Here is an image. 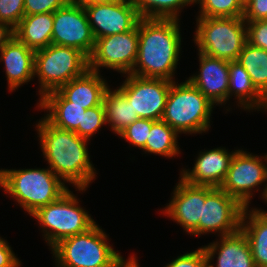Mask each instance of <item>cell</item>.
Segmentation results:
<instances>
[{"instance_id": "cell-13", "label": "cell", "mask_w": 267, "mask_h": 267, "mask_svg": "<svg viewBox=\"0 0 267 267\" xmlns=\"http://www.w3.org/2000/svg\"><path fill=\"white\" fill-rule=\"evenodd\" d=\"M267 180V167L257 156L237 150L231 160L227 176L220 186L228 195L248 208L250 190Z\"/></svg>"}, {"instance_id": "cell-34", "label": "cell", "mask_w": 267, "mask_h": 267, "mask_svg": "<svg viewBox=\"0 0 267 267\" xmlns=\"http://www.w3.org/2000/svg\"><path fill=\"white\" fill-rule=\"evenodd\" d=\"M70 0H24L25 16L42 13H54Z\"/></svg>"}, {"instance_id": "cell-19", "label": "cell", "mask_w": 267, "mask_h": 267, "mask_svg": "<svg viewBox=\"0 0 267 267\" xmlns=\"http://www.w3.org/2000/svg\"><path fill=\"white\" fill-rule=\"evenodd\" d=\"M0 59L5 62L10 90L30 81L34 75L35 51L21 43L15 36L0 51Z\"/></svg>"}, {"instance_id": "cell-7", "label": "cell", "mask_w": 267, "mask_h": 267, "mask_svg": "<svg viewBox=\"0 0 267 267\" xmlns=\"http://www.w3.org/2000/svg\"><path fill=\"white\" fill-rule=\"evenodd\" d=\"M197 21L195 41L199 52L226 61L238 59L247 42L243 17H204Z\"/></svg>"}, {"instance_id": "cell-31", "label": "cell", "mask_w": 267, "mask_h": 267, "mask_svg": "<svg viewBox=\"0 0 267 267\" xmlns=\"http://www.w3.org/2000/svg\"><path fill=\"white\" fill-rule=\"evenodd\" d=\"M105 123L106 115L103 103L86 109L82 118V138L88 140Z\"/></svg>"}, {"instance_id": "cell-32", "label": "cell", "mask_w": 267, "mask_h": 267, "mask_svg": "<svg viewBox=\"0 0 267 267\" xmlns=\"http://www.w3.org/2000/svg\"><path fill=\"white\" fill-rule=\"evenodd\" d=\"M24 16V0H0V22L15 29Z\"/></svg>"}, {"instance_id": "cell-12", "label": "cell", "mask_w": 267, "mask_h": 267, "mask_svg": "<svg viewBox=\"0 0 267 267\" xmlns=\"http://www.w3.org/2000/svg\"><path fill=\"white\" fill-rule=\"evenodd\" d=\"M244 208L220 187L206 186V200L202 203V219L199 220V235L219 231L222 237L238 231L241 228Z\"/></svg>"}, {"instance_id": "cell-39", "label": "cell", "mask_w": 267, "mask_h": 267, "mask_svg": "<svg viewBox=\"0 0 267 267\" xmlns=\"http://www.w3.org/2000/svg\"><path fill=\"white\" fill-rule=\"evenodd\" d=\"M119 1L121 0H74V2H77L83 6L92 4H111Z\"/></svg>"}, {"instance_id": "cell-8", "label": "cell", "mask_w": 267, "mask_h": 267, "mask_svg": "<svg viewBox=\"0 0 267 267\" xmlns=\"http://www.w3.org/2000/svg\"><path fill=\"white\" fill-rule=\"evenodd\" d=\"M77 203L75 196L68 190L58 200L40 207L32 214L44 229L52 230L45 231V238L51 247L62 239L84 233L95 225L94 220Z\"/></svg>"}, {"instance_id": "cell-4", "label": "cell", "mask_w": 267, "mask_h": 267, "mask_svg": "<svg viewBox=\"0 0 267 267\" xmlns=\"http://www.w3.org/2000/svg\"><path fill=\"white\" fill-rule=\"evenodd\" d=\"M213 105L189 80L178 86L172 81L162 120L177 133H202L208 130Z\"/></svg>"}, {"instance_id": "cell-25", "label": "cell", "mask_w": 267, "mask_h": 267, "mask_svg": "<svg viewBox=\"0 0 267 267\" xmlns=\"http://www.w3.org/2000/svg\"><path fill=\"white\" fill-rule=\"evenodd\" d=\"M103 104L105 107L106 123H112V130L118 135L135 120L139 119L138 114L134 112L131 104L119 89L112 92L107 88Z\"/></svg>"}, {"instance_id": "cell-21", "label": "cell", "mask_w": 267, "mask_h": 267, "mask_svg": "<svg viewBox=\"0 0 267 267\" xmlns=\"http://www.w3.org/2000/svg\"><path fill=\"white\" fill-rule=\"evenodd\" d=\"M41 108L48 109L45 118L55 127L75 132L82 138L83 106L71 105L57 90L47 93L40 100Z\"/></svg>"}, {"instance_id": "cell-27", "label": "cell", "mask_w": 267, "mask_h": 267, "mask_svg": "<svg viewBox=\"0 0 267 267\" xmlns=\"http://www.w3.org/2000/svg\"><path fill=\"white\" fill-rule=\"evenodd\" d=\"M177 132L163 120H157L152 124L145 146L146 152L172 157L178 155Z\"/></svg>"}, {"instance_id": "cell-37", "label": "cell", "mask_w": 267, "mask_h": 267, "mask_svg": "<svg viewBox=\"0 0 267 267\" xmlns=\"http://www.w3.org/2000/svg\"><path fill=\"white\" fill-rule=\"evenodd\" d=\"M20 262L15 257L7 242L0 238V267H19Z\"/></svg>"}, {"instance_id": "cell-33", "label": "cell", "mask_w": 267, "mask_h": 267, "mask_svg": "<svg viewBox=\"0 0 267 267\" xmlns=\"http://www.w3.org/2000/svg\"><path fill=\"white\" fill-rule=\"evenodd\" d=\"M247 23V42L252 46L262 48L267 51V19Z\"/></svg>"}, {"instance_id": "cell-2", "label": "cell", "mask_w": 267, "mask_h": 267, "mask_svg": "<svg viewBox=\"0 0 267 267\" xmlns=\"http://www.w3.org/2000/svg\"><path fill=\"white\" fill-rule=\"evenodd\" d=\"M37 127L50 170L83 191L95 178L86 148L87 140L73 131L55 127L46 118L39 121Z\"/></svg>"}, {"instance_id": "cell-26", "label": "cell", "mask_w": 267, "mask_h": 267, "mask_svg": "<svg viewBox=\"0 0 267 267\" xmlns=\"http://www.w3.org/2000/svg\"><path fill=\"white\" fill-rule=\"evenodd\" d=\"M236 61L244 67L255 88L267 99V51L246 42Z\"/></svg>"}, {"instance_id": "cell-24", "label": "cell", "mask_w": 267, "mask_h": 267, "mask_svg": "<svg viewBox=\"0 0 267 267\" xmlns=\"http://www.w3.org/2000/svg\"><path fill=\"white\" fill-rule=\"evenodd\" d=\"M233 91L244 108L267 109V99L255 88L250 75L238 61H229L228 98Z\"/></svg>"}, {"instance_id": "cell-29", "label": "cell", "mask_w": 267, "mask_h": 267, "mask_svg": "<svg viewBox=\"0 0 267 267\" xmlns=\"http://www.w3.org/2000/svg\"><path fill=\"white\" fill-rule=\"evenodd\" d=\"M200 3L204 17H243L245 0H195Z\"/></svg>"}, {"instance_id": "cell-35", "label": "cell", "mask_w": 267, "mask_h": 267, "mask_svg": "<svg viewBox=\"0 0 267 267\" xmlns=\"http://www.w3.org/2000/svg\"><path fill=\"white\" fill-rule=\"evenodd\" d=\"M166 267H208V260L204 249L199 248L179 256Z\"/></svg>"}, {"instance_id": "cell-18", "label": "cell", "mask_w": 267, "mask_h": 267, "mask_svg": "<svg viewBox=\"0 0 267 267\" xmlns=\"http://www.w3.org/2000/svg\"><path fill=\"white\" fill-rule=\"evenodd\" d=\"M221 238L220 244L214 242L211 245L203 247L207 256L208 267H213L209 263L218 249L217 267H256L249 242L241 228Z\"/></svg>"}, {"instance_id": "cell-38", "label": "cell", "mask_w": 267, "mask_h": 267, "mask_svg": "<svg viewBox=\"0 0 267 267\" xmlns=\"http://www.w3.org/2000/svg\"><path fill=\"white\" fill-rule=\"evenodd\" d=\"M14 36V29L9 28V25L0 22V51Z\"/></svg>"}, {"instance_id": "cell-11", "label": "cell", "mask_w": 267, "mask_h": 267, "mask_svg": "<svg viewBox=\"0 0 267 267\" xmlns=\"http://www.w3.org/2000/svg\"><path fill=\"white\" fill-rule=\"evenodd\" d=\"M171 82L162 78H144L129 74L119 90L139 118L157 121L162 120Z\"/></svg>"}, {"instance_id": "cell-9", "label": "cell", "mask_w": 267, "mask_h": 267, "mask_svg": "<svg viewBox=\"0 0 267 267\" xmlns=\"http://www.w3.org/2000/svg\"><path fill=\"white\" fill-rule=\"evenodd\" d=\"M138 41V24L128 32L96 39L89 70L98 72V67H107L130 74L138 56Z\"/></svg>"}, {"instance_id": "cell-22", "label": "cell", "mask_w": 267, "mask_h": 267, "mask_svg": "<svg viewBox=\"0 0 267 267\" xmlns=\"http://www.w3.org/2000/svg\"><path fill=\"white\" fill-rule=\"evenodd\" d=\"M53 24V13L27 15L14 29V36L37 51L52 44Z\"/></svg>"}, {"instance_id": "cell-5", "label": "cell", "mask_w": 267, "mask_h": 267, "mask_svg": "<svg viewBox=\"0 0 267 267\" xmlns=\"http://www.w3.org/2000/svg\"><path fill=\"white\" fill-rule=\"evenodd\" d=\"M95 224L88 231L67 237L52 247L60 267H116L123 259L106 242Z\"/></svg>"}, {"instance_id": "cell-17", "label": "cell", "mask_w": 267, "mask_h": 267, "mask_svg": "<svg viewBox=\"0 0 267 267\" xmlns=\"http://www.w3.org/2000/svg\"><path fill=\"white\" fill-rule=\"evenodd\" d=\"M201 153L193 170H183L181 179L191 185L220 187L227 176L235 152L228 154L225 148H217Z\"/></svg>"}, {"instance_id": "cell-14", "label": "cell", "mask_w": 267, "mask_h": 267, "mask_svg": "<svg viewBox=\"0 0 267 267\" xmlns=\"http://www.w3.org/2000/svg\"><path fill=\"white\" fill-rule=\"evenodd\" d=\"M96 39L132 30L140 20L133 0L83 6Z\"/></svg>"}, {"instance_id": "cell-3", "label": "cell", "mask_w": 267, "mask_h": 267, "mask_svg": "<svg viewBox=\"0 0 267 267\" xmlns=\"http://www.w3.org/2000/svg\"><path fill=\"white\" fill-rule=\"evenodd\" d=\"M0 186L30 214L58 200L68 191L49 169L0 170Z\"/></svg>"}, {"instance_id": "cell-6", "label": "cell", "mask_w": 267, "mask_h": 267, "mask_svg": "<svg viewBox=\"0 0 267 267\" xmlns=\"http://www.w3.org/2000/svg\"><path fill=\"white\" fill-rule=\"evenodd\" d=\"M88 70L89 57L75 48L50 44L35 51L34 75L39 76L42 98Z\"/></svg>"}, {"instance_id": "cell-30", "label": "cell", "mask_w": 267, "mask_h": 267, "mask_svg": "<svg viewBox=\"0 0 267 267\" xmlns=\"http://www.w3.org/2000/svg\"><path fill=\"white\" fill-rule=\"evenodd\" d=\"M154 122L155 121L151 119L139 118L125 128L119 135L126 139V141L132 143V145L142 149L146 144Z\"/></svg>"}, {"instance_id": "cell-16", "label": "cell", "mask_w": 267, "mask_h": 267, "mask_svg": "<svg viewBox=\"0 0 267 267\" xmlns=\"http://www.w3.org/2000/svg\"><path fill=\"white\" fill-rule=\"evenodd\" d=\"M199 56L200 74L188 80L213 104L224 103L228 99L229 61L213 58L201 52Z\"/></svg>"}, {"instance_id": "cell-20", "label": "cell", "mask_w": 267, "mask_h": 267, "mask_svg": "<svg viewBox=\"0 0 267 267\" xmlns=\"http://www.w3.org/2000/svg\"><path fill=\"white\" fill-rule=\"evenodd\" d=\"M108 86L101 79L99 72L88 70L78 78L61 86L57 91L71 105L83 106L88 109L99 106L103 103L104 94Z\"/></svg>"}, {"instance_id": "cell-36", "label": "cell", "mask_w": 267, "mask_h": 267, "mask_svg": "<svg viewBox=\"0 0 267 267\" xmlns=\"http://www.w3.org/2000/svg\"><path fill=\"white\" fill-rule=\"evenodd\" d=\"M245 22L267 19V0H245L244 15Z\"/></svg>"}, {"instance_id": "cell-41", "label": "cell", "mask_w": 267, "mask_h": 267, "mask_svg": "<svg viewBox=\"0 0 267 267\" xmlns=\"http://www.w3.org/2000/svg\"><path fill=\"white\" fill-rule=\"evenodd\" d=\"M267 185V184H266ZM264 190V192H263V198H265L266 199V201H267V186H266V188L265 189H263Z\"/></svg>"}, {"instance_id": "cell-1", "label": "cell", "mask_w": 267, "mask_h": 267, "mask_svg": "<svg viewBox=\"0 0 267 267\" xmlns=\"http://www.w3.org/2000/svg\"><path fill=\"white\" fill-rule=\"evenodd\" d=\"M177 20L179 19L140 18L138 56L130 74L173 80L181 45Z\"/></svg>"}, {"instance_id": "cell-28", "label": "cell", "mask_w": 267, "mask_h": 267, "mask_svg": "<svg viewBox=\"0 0 267 267\" xmlns=\"http://www.w3.org/2000/svg\"><path fill=\"white\" fill-rule=\"evenodd\" d=\"M141 18L177 19L178 9L195 0H133ZM181 6V7H180Z\"/></svg>"}, {"instance_id": "cell-10", "label": "cell", "mask_w": 267, "mask_h": 267, "mask_svg": "<svg viewBox=\"0 0 267 267\" xmlns=\"http://www.w3.org/2000/svg\"><path fill=\"white\" fill-rule=\"evenodd\" d=\"M52 44L66 46L91 55L95 38L83 5L69 1L53 13Z\"/></svg>"}, {"instance_id": "cell-15", "label": "cell", "mask_w": 267, "mask_h": 267, "mask_svg": "<svg viewBox=\"0 0 267 267\" xmlns=\"http://www.w3.org/2000/svg\"><path fill=\"white\" fill-rule=\"evenodd\" d=\"M174 191L165 214L181 224L186 232L199 235V220L202 219V203L206 200V186L191 185L181 179Z\"/></svg>"}, {"instance_id": "cell-23", "label": "cell", "mask_w": 267, "mask_h": 267, "mask_svg": "<svg viewBox=\"0 0 267 267\" xmlns=\"http://www.w3.org/2000/svg\"><path fill=\"white\" fill-rule=\"evenodd\" d=\"M247 210V207L244 208L241 229L249 242L255 266L267 267V212L255 209L248 214ZM247 215L250 221L245 224Z\"/></svg>"}, {"instance_id": "cell-40", "label": "cell", "mask_w": 267, "mask_h": 267, "mask_svg": "<svg viewBox=\"0 0 267 267\" xmlns=\"http://www.w3.org/2000/svg\"><path fill=\"white\" fill-rule=\"evenodd\" d=\"M135 257H131L130 260L125 261V260H121L116 267H139L137 264V261L135 260Z\"/></svg>"}]
</instances>
